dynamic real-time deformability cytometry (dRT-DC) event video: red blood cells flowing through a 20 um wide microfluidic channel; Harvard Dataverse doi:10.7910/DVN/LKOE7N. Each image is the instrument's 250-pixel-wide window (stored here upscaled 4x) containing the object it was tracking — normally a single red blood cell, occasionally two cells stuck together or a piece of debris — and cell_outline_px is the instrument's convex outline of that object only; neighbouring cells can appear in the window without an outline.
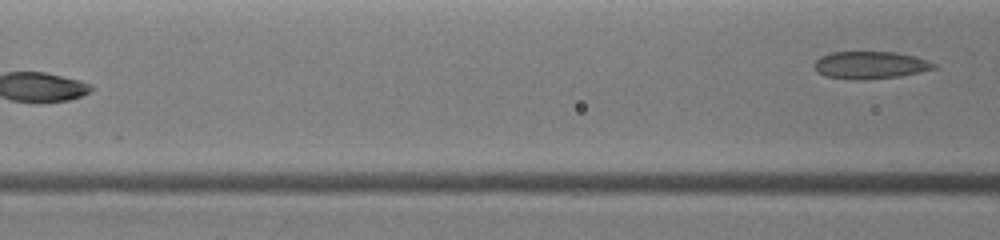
{"species": "common noctule bat (a hibernating species)", "species_latin": "Nyctalus noctula", "temperature_condition": "warm", "stored_images_in_passage": 11, "segment_of_instrument_passage": [2, 2], "camera_frame_rate_fps": 3000, "um_per_image_px": 0.085, "animal": {"sex": "female", "body_mass_g": 19.0, "forearm_length_mm": 51.5}, "frame": {"image": 1, "passage_image": 11, "time_ms": 5.0, "image_size_px": [1000, 240], "cell_outline_px": [[936, 68], [920, 72], [900, 76], [864, 80], [848, 80], [824, 76], [816, 72], [812, 64], [820, 56], [832, 52], [896, 52], [916, 56], [928, 60], [936, 64]], "centroid_in_image_um": [73.93, 5.54], "position_along_channel_um": 92.7, "area_um2": 19.48}}